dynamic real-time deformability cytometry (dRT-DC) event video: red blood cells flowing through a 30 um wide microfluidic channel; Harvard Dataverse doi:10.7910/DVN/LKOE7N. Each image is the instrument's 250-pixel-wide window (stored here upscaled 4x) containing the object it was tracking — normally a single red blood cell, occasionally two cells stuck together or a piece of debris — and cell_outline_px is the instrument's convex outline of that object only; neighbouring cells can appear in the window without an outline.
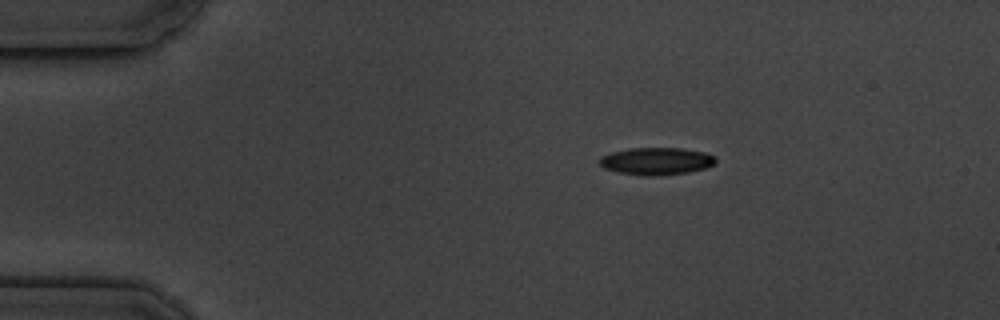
{"species": "common noctule bat (a hibernating species)", "species_latin": "Nyctalus noctula", "temperature_condition": "cold", "stored_images_in_passage": 2, "camera_frame_rate_fps": 3000, "um_per_image_px": 0.085, "animal": {"sex": "male", "body_mass_g": 19.5, "forearm_length_mm": 54.6}, "frame": {"image": 1, "passage_image": 1, "time_ms": 0.0, "image_size_px": [1000, 320], "cell_outline_px": [[716, 160], [712, 164], [704, 168], [688, 172], [656, 176], [652, 176], [616, 172], [604, 168], [600, 164], [600, 156], [612, 152], [628, 148], [684, 148], [704, 152], [716, 156]], "centroid_in_image_um": [55.78, 13.69], "position_along_channel_um": 29.2, "area_um2": 18.44}}